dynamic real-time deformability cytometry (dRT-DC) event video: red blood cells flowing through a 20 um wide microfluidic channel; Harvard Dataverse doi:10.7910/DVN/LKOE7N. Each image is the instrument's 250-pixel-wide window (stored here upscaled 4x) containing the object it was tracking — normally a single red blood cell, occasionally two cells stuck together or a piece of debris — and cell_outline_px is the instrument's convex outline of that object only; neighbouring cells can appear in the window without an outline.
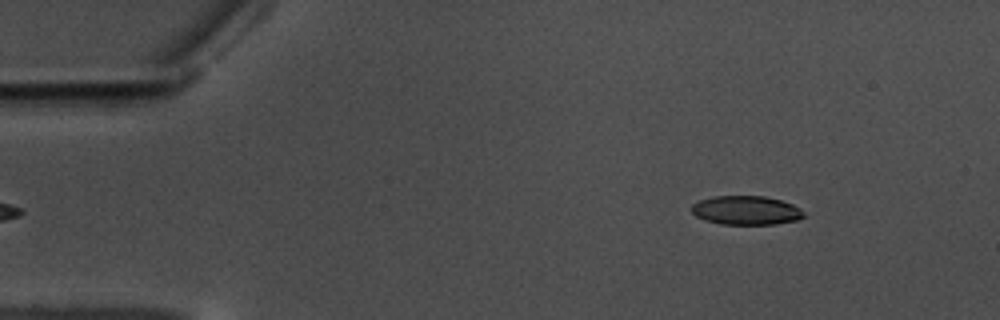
{"species": "common noctule bat (a hibernating species)", "species_latin": "Nyctalus noctula", "temperature_condition": "warm", "stored_images_in_passage": 54, "camera_frame_rate_fps": 3000, "um_per_image_px": 0.085, "animal": {"sex": "male", "body_mass_g": 17.5, "forearm_length_mm": 52.3}, "frame": {"image": 1, "passage_image": 2, "time_ms": 0.333, "image_size_px": [1000, 320], "cell_outline_px": [[804, 216], [796, 220], [776, 224], [720, 224], [704, 220], [696, 216], [692, 212], [692, 204], [700, 200], [712, 196], [764, 196], [780, 200], [792, 204], [800, 208], [804, 212]], "centroid_in_image_um": [63.4, 17.88], "position_along_channel_um": 21.6, "area_um2": 18.9}}
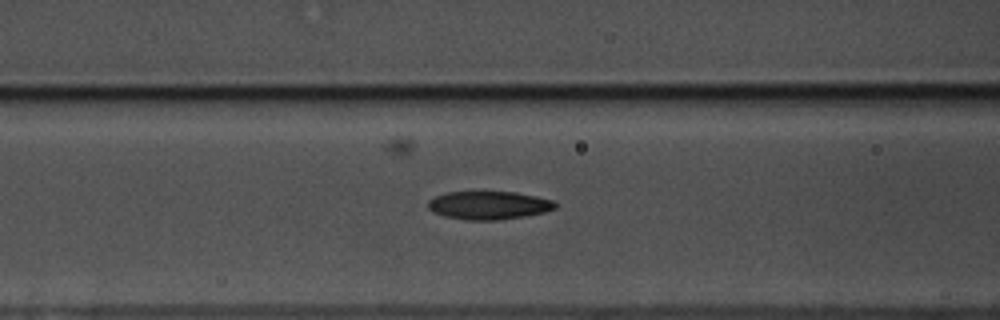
{"frame": {"image": 2, "passage_image": 18, "time_ms": 5.667, "image_size_px": [1000, 320], "cell_outline_px": [[556, 208], [544, 212], [524, 216], [496, 220], [468, 220], [444, 216], [432, 212], [428, 208], [428, 200], [444, 192], [516, 192], [536, 196], [552, 200], [556, 204]], "centroid_in_image_um": [41.51, 17.45], "position_along_channel_um": 125.1, "area_um2": 20.87}}
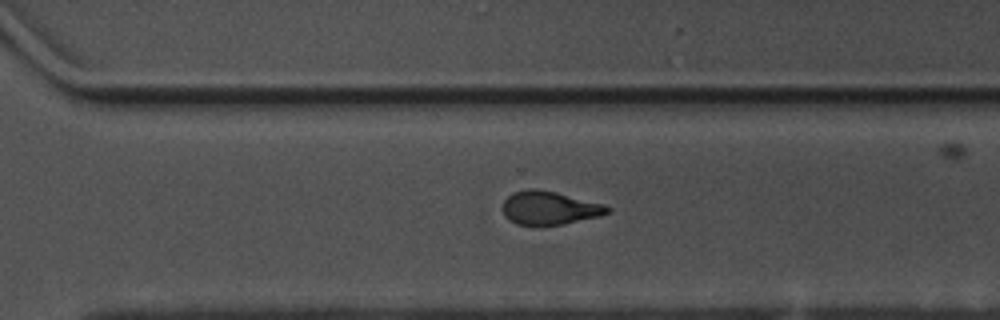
{"frame": {"image": 3, "passage_image": 35, "time_ms": 11.333, "image_size_px": [1000, 320], "cell_outline_px": [[612, 212], [600, 216], [564, 224], [516, 224], [508, 220], [504, 216], [504, 200], [512, 192], [528, 188], [536, 188], [556, 192], [604, 204], [612, 208]], "centroid_in_image_um": [46.73, 17.66], "position_along_channel_um": 323.9, "area_um2": 20.4}, "authors_computed_cell_mechanics": {"area_um2": 20.9236, "velocity_mm_per_s": 3.5213, "shape_relaxation_time_tau1_ms": 7.0278, "shape_relaxation_time_tau2_ms": 2.3751, "deformation_change_tau1": 0.1992, "deformation_change_tau2": 0.0971}}